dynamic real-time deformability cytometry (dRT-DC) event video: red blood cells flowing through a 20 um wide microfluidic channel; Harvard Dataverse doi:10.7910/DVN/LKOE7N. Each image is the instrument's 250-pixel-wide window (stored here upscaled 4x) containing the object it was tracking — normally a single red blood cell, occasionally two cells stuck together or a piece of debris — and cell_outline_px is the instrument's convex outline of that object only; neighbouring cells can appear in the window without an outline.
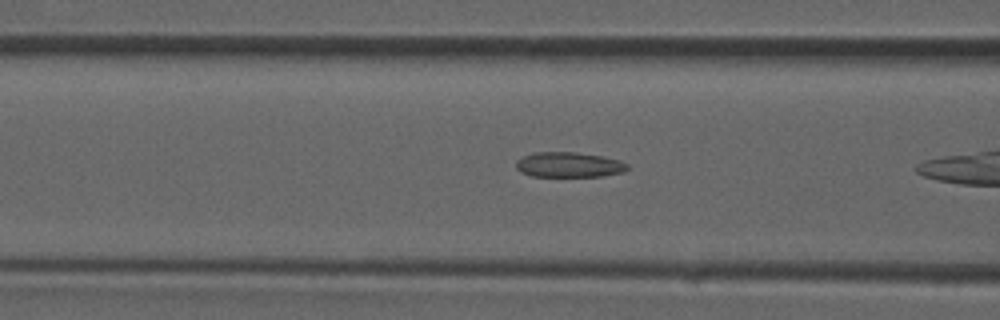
{"species": "common noctule bat (a hibernating species)", "species_latin": "Nyctalus noctula", "temperature_condition": "room temperature", "stored_images_in_passage": 7, "camera_frame_rate_fps": 3000, "um_per_image_px": 0.085, "animal": {"sex": "male", "forearm_length_mm": 52.5}, "frame": {"image": 1, "passage_image": 5, "time_ms": 1.333, "image_size_px": [1000, 320], "cell_outline_px": [[628, 168], [624, 172], [600, 176], [532, 176], [520, 172], [516, 168], [516, 160], [524, 156], [536, 152], [576, 152], [600, 156], [620, 160], [628, 164]], "centroid_in_image_um": [48.35, 14.0], "position_along_channel_um": 118.3, "area_um2": 16.24}}